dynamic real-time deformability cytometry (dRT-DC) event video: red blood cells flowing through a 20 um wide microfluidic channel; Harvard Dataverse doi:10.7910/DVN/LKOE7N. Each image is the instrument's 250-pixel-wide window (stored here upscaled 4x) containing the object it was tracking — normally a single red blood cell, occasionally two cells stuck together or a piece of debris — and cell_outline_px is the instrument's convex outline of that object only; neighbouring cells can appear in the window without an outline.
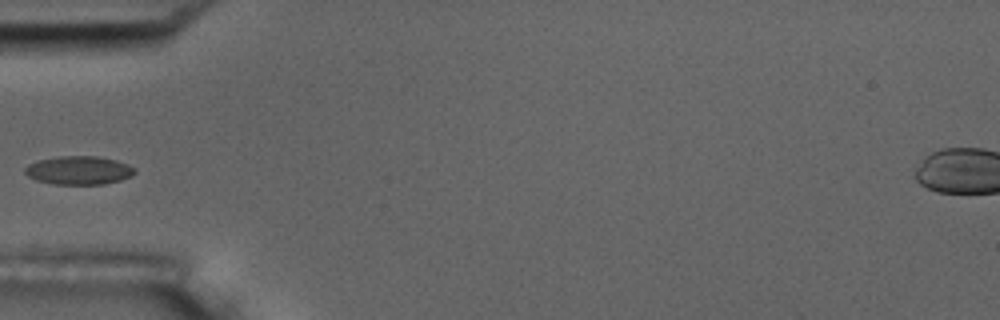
{"species": "common noctule bat (a hibernating species)", "species_latin": "Nyctalus noctula", "temperature_condition": "room temperature", "stored_images_in_passage": 4, "camera_frame_rate_fps": 3000, "um_per_image_px": 0.085, "animal": {"sex": "male", "body_mass_g": 17.5, "forearm_length_mm": 52.3}, "frame": {"image": 1, "passage_image": 4, "time_ms": 4.333, "image_size_px": [1000, 320], "cell_outline_px": [[136, 172], [132, 176], [120, 180], [104, 184], [52, 184], [36, 180], [28, 176], [24, 172], [24, 168], [28, 164], [36, 160], [60, 156], [96, 156], [116, 160], [128, 164], [136, 168]], "centroid_in_image_um": [6.7, 14.47], "position_along_channel_um": 78.3, "area_um2": 18.38}}